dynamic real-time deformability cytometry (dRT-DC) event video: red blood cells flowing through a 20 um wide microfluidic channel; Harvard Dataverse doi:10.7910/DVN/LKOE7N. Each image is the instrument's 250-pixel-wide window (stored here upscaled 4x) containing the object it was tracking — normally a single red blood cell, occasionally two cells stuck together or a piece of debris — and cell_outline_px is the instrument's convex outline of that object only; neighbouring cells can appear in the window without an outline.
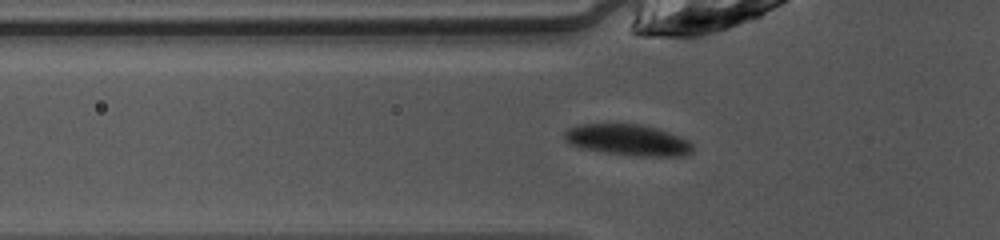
{"species": "common noctule bat (a hibernating species)", "species_latin": "Nyctalus noctula", "temperature_condition": "warm", "stored_images_in_passage": 38, "camera_frame_rate_fps": 3000, "um_per_image_px": 0.085, "animal": {"sex": "female", "body_mass_g": 10.0, "forearm_length_mm": 53.1}, "frame": {"image": 1, "passage_image": 6, "time_ms": 1.667, "image_size_px": [1000, 240], "cell_outline_px": [[692, 152], [684, 156], [640, 156], [604, 152], [580, 148], [572, 144], [564, 136], [564, 132], [568, 128], [584, 124], [640, 124], [656, 128], [668, 132], [688, 140], [692, 144]], "centroid_in_image_um": [53.39, 11.9], "position_along_channel_um": 72.4, "area_um2": 23.0}}
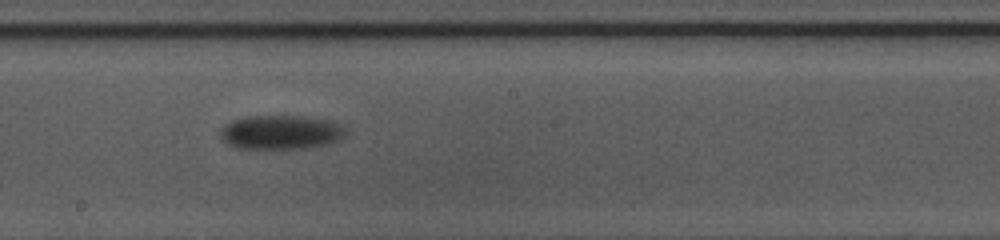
{"frame": {"image": 2, "passage_image": 19, "time_ms": 6.0, "image_size_px": [1000, 240], "cell_outline_px": [[344, 136], [328, 144], [304, 148], [236, 148], [228, 144], [220, 136], [220, 128], [224, 124], [232, 120], [248, 116], [304, 116], [332, 120], [344, 128]], "centroid_in_image_um": [23.83, 11.23], "position_along_channel_um": 224.4, "area_um2": 24.85}}
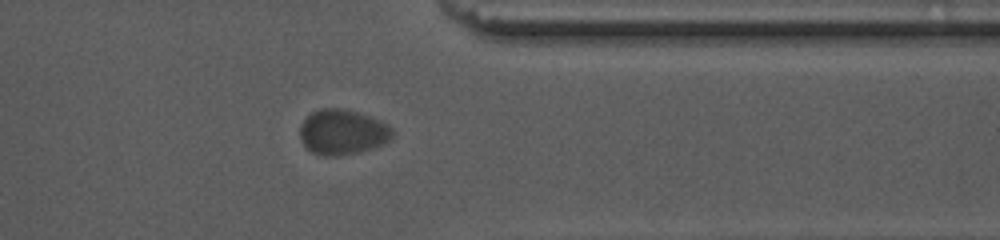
{"frame": {"image": 3, "passage_image": 33, "time_ms": 10.667, "image_size_px": [1000, 240], "cell_outline_px": [[392, 136], [384, 144], [360, 152], [336, 156], [324, 156], [312, 152], [300, 140], [300, 128], [304, 120], [312, 112], [320, 108], [340, 108], [360, 112], [380, 120], [392, 128]], "centroid_in_image_um": [29.11, 11.22], "position_along_channel_um": 382.3, "area_um2": 24.33}}